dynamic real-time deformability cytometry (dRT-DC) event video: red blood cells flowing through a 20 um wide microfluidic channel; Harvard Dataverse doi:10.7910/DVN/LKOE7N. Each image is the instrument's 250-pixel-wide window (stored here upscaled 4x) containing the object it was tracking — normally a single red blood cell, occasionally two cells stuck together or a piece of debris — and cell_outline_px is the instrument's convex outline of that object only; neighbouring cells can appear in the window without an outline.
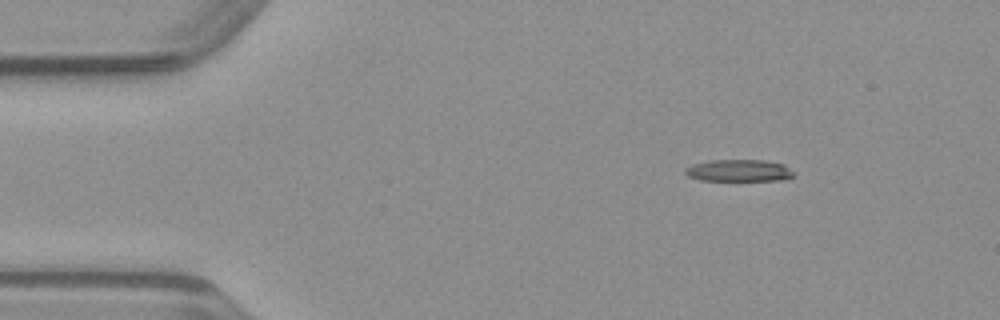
{"species": "common noctule bat (a hibernating species)", "species_latin": "Nyctalus noctula", "temperature_condition": "warm", "stored_images_in_passage": 48, "camera_frame_rate_fps": 3000, "um_per_image_px": 0.085, "animal": {"sex": "male", "body_mass_g": 23.1, "forearm_length_mm": 52.7}, "frame": {"image": 1, "passage_image": 6, "time_ms": 1.667, "image_size_px": [1000, 320], "cell_outline_px": [[796, 176], [788, 180], [700, 180], [688, 176], [684, 172], [684, 168], [692, 164], [712, 160], [764, 160], [784, 164], [796, 172]], "centroid_in_image_um": [62.87, 14.5], "position_along_channel_um": 22.1, "area_um2": 14.1}}
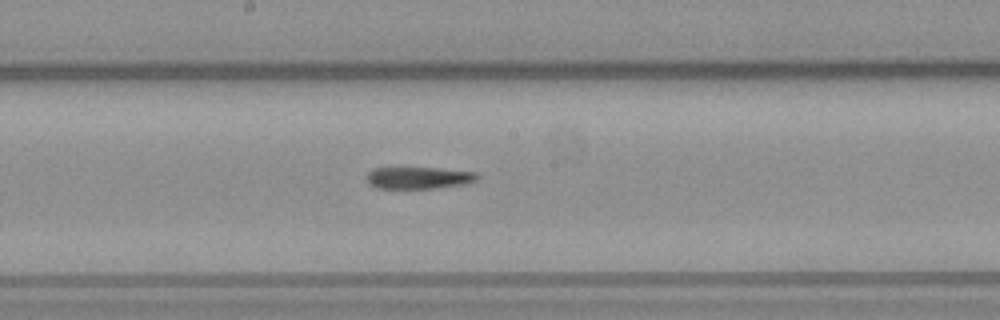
{"frame": {"image": 2, "passage_image": 25, "time_ms": 8.0, "image_size_px": [1000, 320], "cell_outline_px": [[480, 176], [476, 180], [464, 184], [436, 188], [376, 188], [368, 184], [368, 172], [376, 168], [440, 168], [476, 172]], "centroid_in_image_um": [35.62, 15.11], "position_along_channel_um": 212.6, "area_um2": 14.05}}
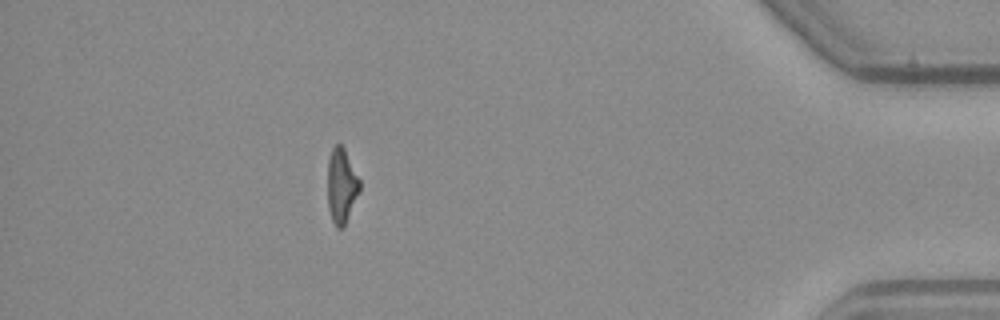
{"frame": {"image": 3, "passage_image": 43, "time_ms": 14.0, "image_size_px": [1000, 320], "cell_outline_px": [[360, 188], [344, 228], [336, 228], [332, 220], [328, 208], [328, 160], [332, 148], [336, 144], [340, 144], [344, 148], [360, 180]], "centroid_in_image_um": [29.02, 15.81], "position_along_channel_um": 406.2, "area_um2": 13.87}}